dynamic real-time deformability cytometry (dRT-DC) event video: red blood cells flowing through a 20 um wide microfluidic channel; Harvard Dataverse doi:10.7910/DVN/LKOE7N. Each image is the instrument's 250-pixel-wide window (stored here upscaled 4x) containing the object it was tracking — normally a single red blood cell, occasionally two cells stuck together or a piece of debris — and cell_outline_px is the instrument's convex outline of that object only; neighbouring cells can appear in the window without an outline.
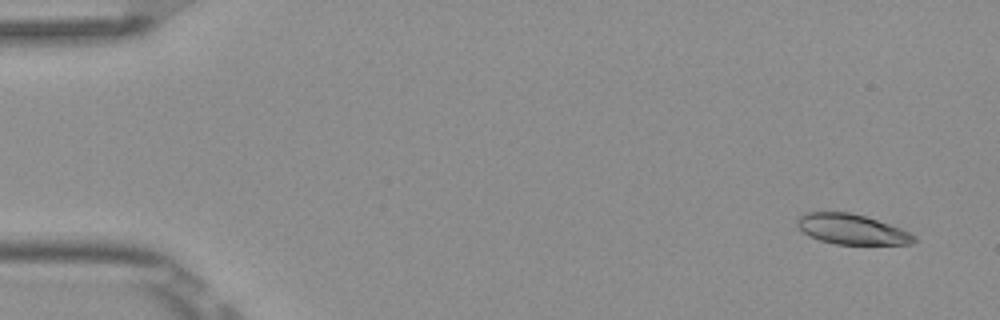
{"species": "Egyptian fruit bat (a non-hibernating species)", "species_latin": "Rousettus aegyptiacus", "temperature_condition": "room temperature", "stored_images_in_passage": 7, "camera_frame_rate_fps": 3000, "um_per_image_px": 0.085, "frame": {"image": 1, "passage_image": 1, "time_ms": 0.0, "image_size_px": [1000, 320], "cell_outline_px": [[916, 240], [912, 244], [836, 244], [820, 240], [808, 236], [796, 224], [796, 220], [800, 216], [808, 212], [848, 212], [864, 216], [900, 228], [916, 236]], "centroid_in_image_um": [72.38, 19.49], "position_along_channel_um": 12.6, "area_um2": 20.29}}
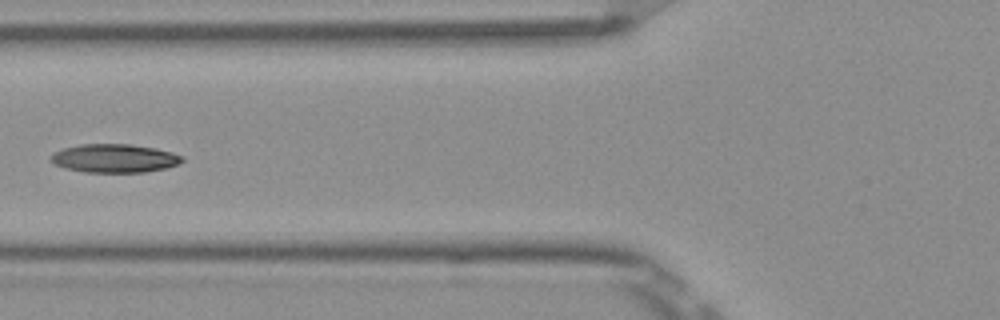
{"frame": {"image": 2, "passage_image": 6, "time_ms": 1.667, "image_size_px": [1000, 320], "cell_outline_px": [[184, 160], [176, 164], [164, 168], [144, 172], [84, 172], [64, 168], [48, 160], [56, 152], [64, 148], [80, 144], [132, 144], [156, 148], [172, 152], [184, 156]], "centroid_in_image_um": [9.74, 13.45], "position_along_channel_um": 116.1, "area_um2": 21.73}}
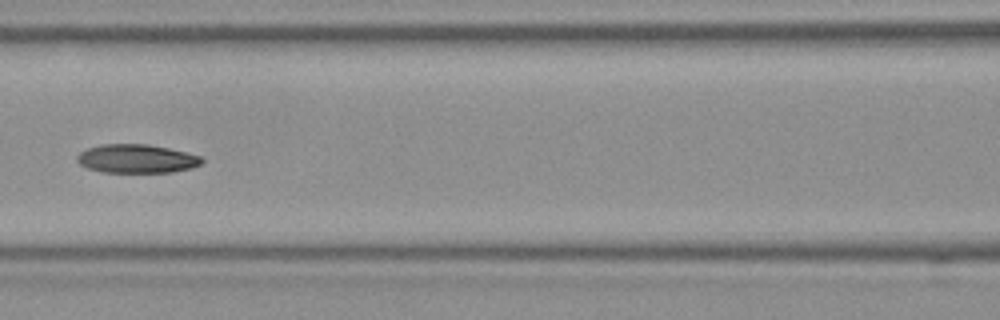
{"frame": {"image": 3, "passage_image": 7, "time_ms": 2.0, "image_size_px": [1000, 320], "cell_outline_px": [[204, 160], [200, 164], [192, 168], [172, 172], [104, 172], [88, 168], [80, 164], [76, 160], [76, 156], [80, 152], [88, 148], [100, 144], [148, 144], [168, 148], [200, 156]], "centroid_in_image_um": [11.6, 13.49], "position_along_channel_um": 155.0, "area_um2": 20.75}}